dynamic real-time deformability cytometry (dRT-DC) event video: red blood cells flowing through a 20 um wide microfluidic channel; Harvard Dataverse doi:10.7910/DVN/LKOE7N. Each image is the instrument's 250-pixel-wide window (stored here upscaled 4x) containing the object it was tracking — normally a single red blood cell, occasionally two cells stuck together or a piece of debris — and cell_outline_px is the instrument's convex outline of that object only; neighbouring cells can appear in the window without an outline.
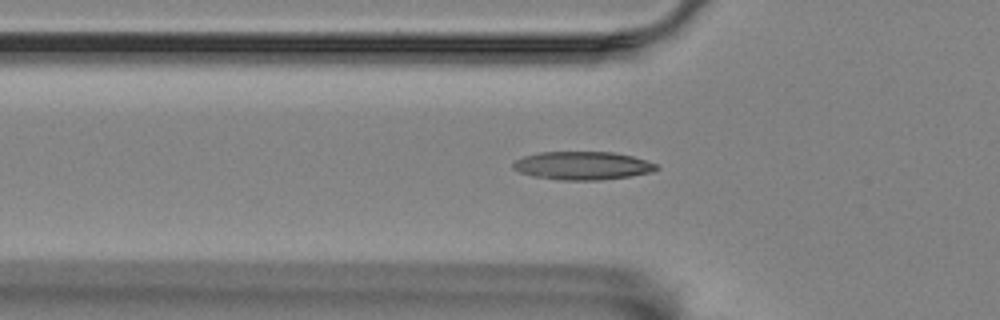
{"species": "Egyptian fruit bat (a non-hibernating species)", "species_latin": "Rousettus aegyptiacus", "temperature_condition": "room temperature", "stored_images_in_passage": 52, "camera_frame_rate_fps": 3000, "um_per_image_px": 0.085, "animal": {"sex": "female"}, "frame": {"image": 1, "passage_image": 19, "time_ms": 6.0, "image_size_px": [1000, 320], "cell_outline_px": [[660, 168], [652, 172], [628, 176], [600, 180], [560, 180], [532, 176], [520, 172], [512, 168], [512, 164], [516, 160], [524, 156], [540, 152], [612, 152], [632, 156], [656, 164]], "centroid_in_image_um": [49.49, 14.08], "position_along_channel_um": 76.3, "area_um2": 23.47}}
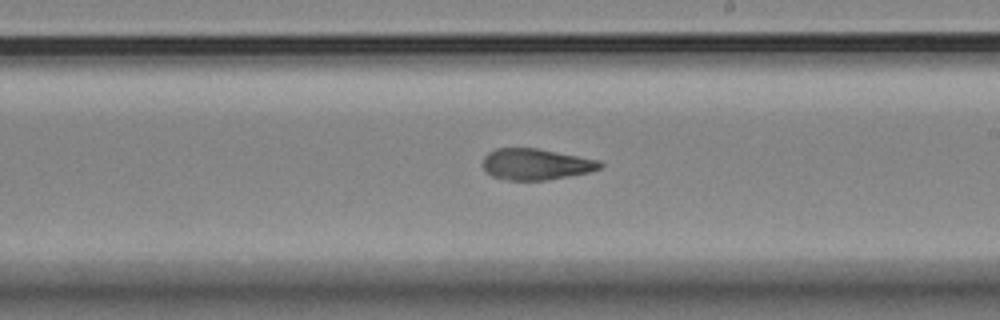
{"frame": {"image": 2, "passage_image": 33, "time_ms": 10.667, "image_size_px": [1000, 320], "cell_outline_px": [[604, 164], [600, 168], [588, 172], [544, 180], [508, 180], [492, 176], [484, 172], [480, 164], [484, 156], [488, 152], [496, 148], [536, 148], [600, 160]], "centroid_in_image_um": [45.48, 13.95], "position_along_channel_um": 243.5, "area_um2": 21.39}}
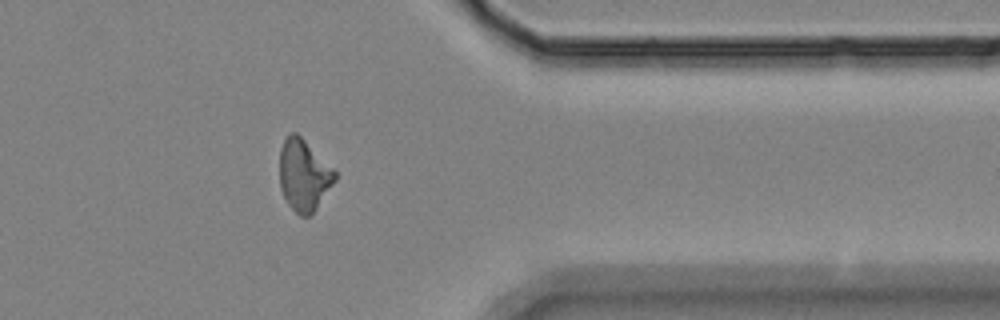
{"frame": {"image": 3, "passage_image": 46, "time_ms": 15.0, "image_size_px": [1000, 320], "cell_outline_px": [[336, 180], [312, 216], [300, 216], [288, 204], [280, 188], [280, 148], [284, 140], [292, 132], [296, 132], [336, 172]], "centroid_in_image_um": [25.82, 14.93], "position_along_channel_um": 385.6, "area_um2": 22.83}, "authors_computed_cell_mechanics": {"area_um2": 21.7328, "velocity_mm_per_s": 3.5602, "shape_relaxation_time_tau1_ms": null, "shape_relaxation_time_tau2_ms": 3.4802, "deformation_change_tau1": null, "deformation_change_tau2": 0.1108}}